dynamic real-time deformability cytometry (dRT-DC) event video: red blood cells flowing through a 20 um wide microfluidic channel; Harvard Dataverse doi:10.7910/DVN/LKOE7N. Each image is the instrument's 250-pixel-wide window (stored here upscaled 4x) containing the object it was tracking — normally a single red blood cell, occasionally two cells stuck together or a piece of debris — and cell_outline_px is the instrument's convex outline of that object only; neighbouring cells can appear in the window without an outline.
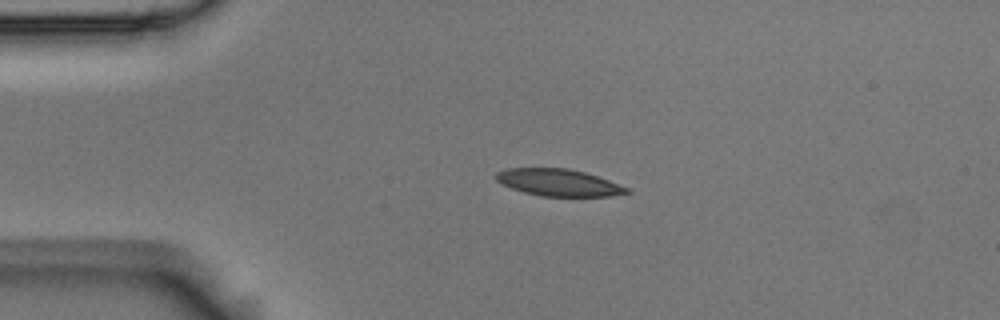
{"species": "Egyptian fruit bat (a non-hibernating species)", "species_latin": "Rousettus aegyptiacus", "temperature_condition": "room temperature", "stored_images_in_passage": 4, "camera_frame_rate_fps": 3000, "um_per_image_px": 0.085, "animal": {"sex": "male"}, "frame": {"image": 1, "passage_image": 3, "time_ms": 0.667, "image_size_px": [1000, 320], "cell_outline_px": [[632, 192], [608, 196], [540, 196], [524, 192], [512, 188], [496, 180], [492, 176], [496, 172], [508, 168], [568, 168], [584, 172], [632, 188]], "centroid_in_image_um": [47.49, 15.51], "position_along_channel_um": 37.5, "area_um2": 20.58}}